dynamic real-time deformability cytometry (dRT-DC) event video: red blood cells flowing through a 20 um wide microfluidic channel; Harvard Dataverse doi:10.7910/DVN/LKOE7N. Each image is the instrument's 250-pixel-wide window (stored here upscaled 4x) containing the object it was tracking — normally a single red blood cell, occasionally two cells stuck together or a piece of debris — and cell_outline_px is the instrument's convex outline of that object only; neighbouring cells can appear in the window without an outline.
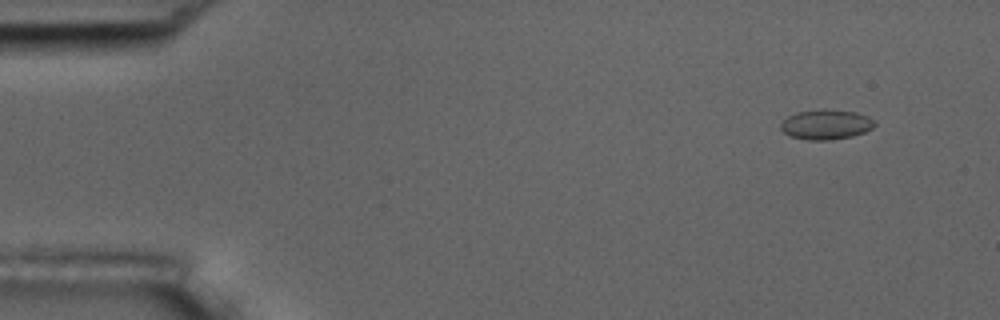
{"species": "common noctule bat (a hibernating species)", "species_latin": "Nyctalus noctula", "temperature_condition": "room temperature", "stored_images_in_passage": 6, "camera_frame_rate_fps": 3000, "um_per_image_px": 0.085, "animal": {"sex": "male", "body_mass_g": 17.5, "forearm_length_mm": 52.3}, "frame": {"image": 1, "passage_image": 2, "time_ms": 1.0, "image_size_px": [1000, 320], "cell_outline_px": [[876, 124], [872, 128], [864, 132], [852, 136], [828, 140], [808, 140], [792, 136], [784, 132], [780, 128], [780, 124], [788, 116], [796, 112], [824, 108], [856, 112], [868, 116]], "centroid_in_image_um": [70.21, 10.56], "position_along_channel_um": 14.8, "area_um2": 16.36}}
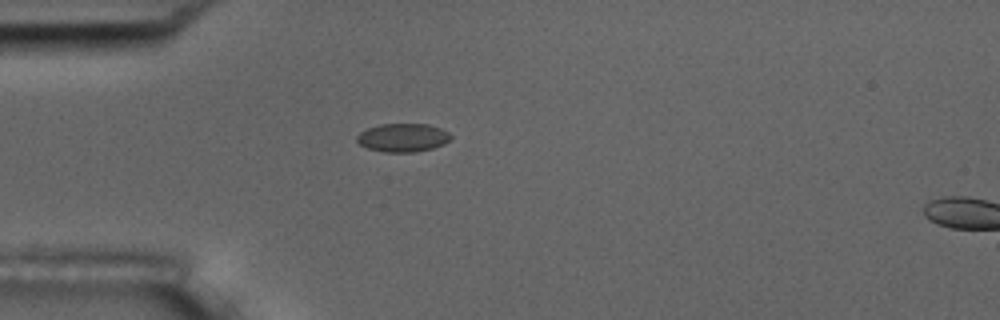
{"frame": {"image": 2, "passage_image": 5, "time_ms": 4.667, "image_size_px": [1000, 320], "cell_outline_px": [[452, 136], [444, 144], [432, 148], [416, 152], [384, 152], [368, 148], [360, 144], [356, 140], [356, 136], [360, 132], [368, 128], [380, 124], [428, 124], [440, 128], [448, 132]], "centroid_in_image_um": [34.23, 11.7], "position_along_channel_um": 50.8, "area_um2": 15.49}}